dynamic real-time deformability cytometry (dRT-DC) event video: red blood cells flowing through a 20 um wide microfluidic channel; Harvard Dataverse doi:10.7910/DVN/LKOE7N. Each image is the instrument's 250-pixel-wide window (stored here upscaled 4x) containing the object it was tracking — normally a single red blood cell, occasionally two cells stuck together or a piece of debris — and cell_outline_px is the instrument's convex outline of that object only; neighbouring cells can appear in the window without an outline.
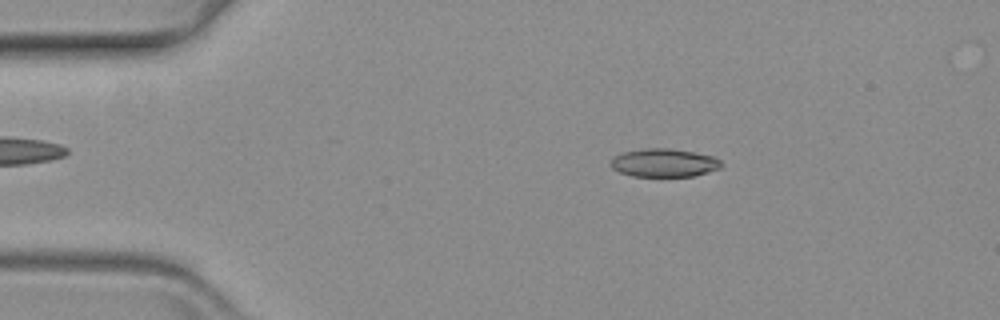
{"species": "common noctule bat (a hibernating species)", "species_latin": "Nyctalus noctula", "temperature_condition": "warm", "stored_images_in_passage": 59, "camera_frame_rate_fps": 3000, "um_per_image_px": 0.085, "animal": {"sex": "female", "body_mass_g": 19.3, "forearm_length_mm": 54.1}, "frame": {"image": 1, "passage_image": 10, "time_ms": 3.0, "image_size_px": [1000, 320], "cell_outline_px": [[724, 164], [720, 168], [696, 176], [632, 176], [620, 172], [612, 168], [608, 164], [612, 156], [620, 152], [644, 148], [668, 148], [716, 156]], "centroid_in_image_um": [56.42, 13.83], "position_along_channel_um": 28.6, "area_um2": 18.55}}
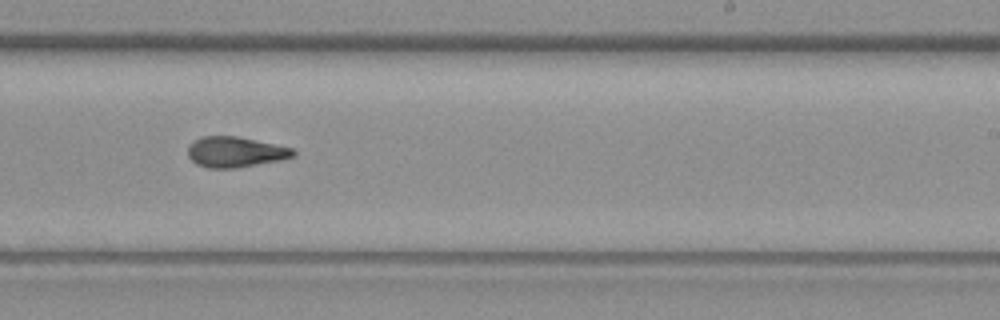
{"frame": {"image": 2, "passage_image": 36, "time_ms": 11.667, "image_size_px": [1000, 320], "cell_outline_px": [[296, 156], [280, 160], [236, 168], [208, 168], [196, 164], [188, 156], [188, 148], [200, 136], [236, 136], [292, 148], [296, 152]], "centroid_in_image_um": [20.0, 12.93], "position_along_channel_um": 269.0, "area_um2": 18.55}}
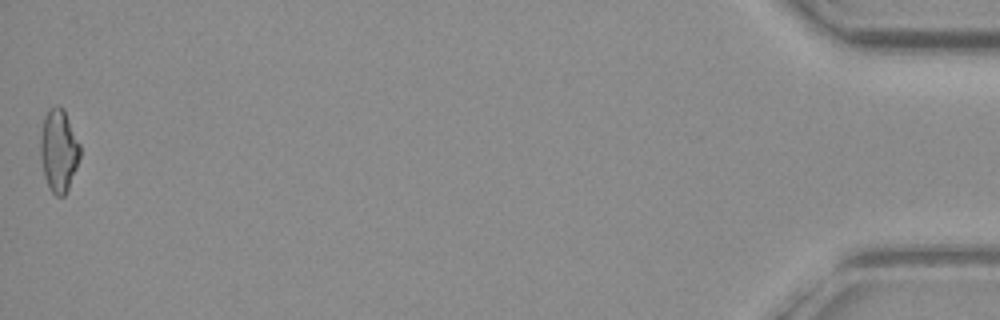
{"frame": {"image": 3, "passage_image": 59, "time_ms": 19.333, "image_size_px": [1000, 320], "cell_outline_px": [[80, 156], [76, 168], [68, 188], [64, 196], [56, 196], [48, 188], [44, 176], [40, 156], [40, 136], [44, 116], [48, 108], [56, 104], [60, 104], [64, 108], [80, 144]], "centroid_in_image_um": [4.98, 12.75], "position_along_channel_um": 430.2, "area_um2": 19.36}}